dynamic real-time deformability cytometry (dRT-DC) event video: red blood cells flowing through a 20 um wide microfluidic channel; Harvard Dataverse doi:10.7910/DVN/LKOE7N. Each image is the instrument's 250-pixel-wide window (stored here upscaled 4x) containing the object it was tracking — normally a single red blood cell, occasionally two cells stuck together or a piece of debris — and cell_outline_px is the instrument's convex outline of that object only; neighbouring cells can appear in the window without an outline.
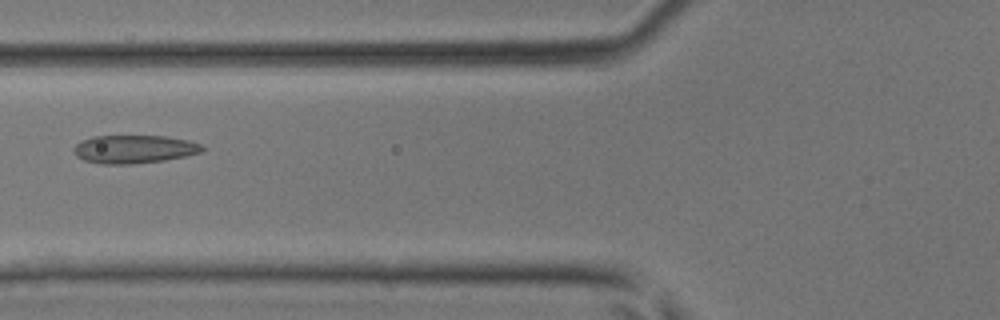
{"species": "common noctule bat (a hibernating species)", "species_latin": "Nyctalus noctula", "temperature_condition": "room temperature", "stored_images_in_passage": 38, "camera_frame_rate_fps": 3000, "um_per_image_px": 0.085, "animal": {"sex": "male", "body_mass_g": 17.9, "forearm_length_mm": 54.2}, "frame": {"image": 1, "passage_image": 12, "time_ms": 3.667, "image_size_px": [1000, 320], "cell_outline_px": [[204, 148], [200, 152], [184, 156], [164, 160], [132, 164], [100, 164], [84, 160], [76, 156], [72, 152], [72, 148], [80, 140], [92, 136], [164, 136], [188, 140], [200, 144]], "centroid_in_image_um": [11.32, 12.68], "position_along_channel_um": 114.5, "area_um2": 21.15}}
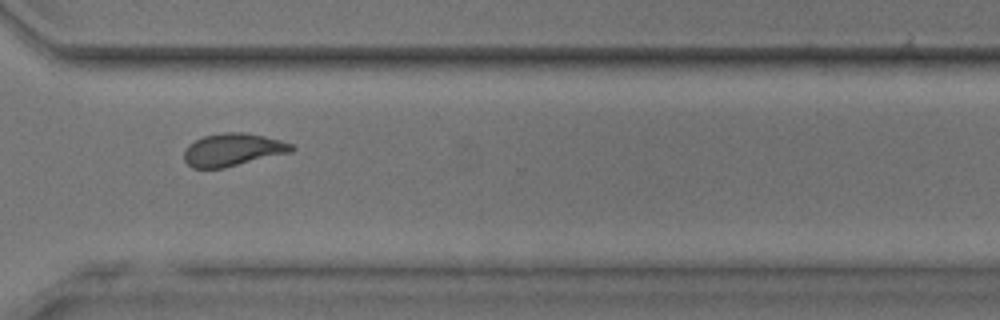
{"frame": {"image": 2, "passage_image": 27, "time_ms": 8.667, "image_size_px": [1000, 320], "cell_outline_px": [[296, 148], [292, 152], [224, 168], [192, 168], [184, 160], [184, 152], [188, 144], [204, 136], [224, 132], [244, 132], [264, 136], [280, 140], [292, 144]], "centroid_in_image_um": [19.8, 12.73], "position_along_channel_um": 350.8, "area_um2": 20.52}}
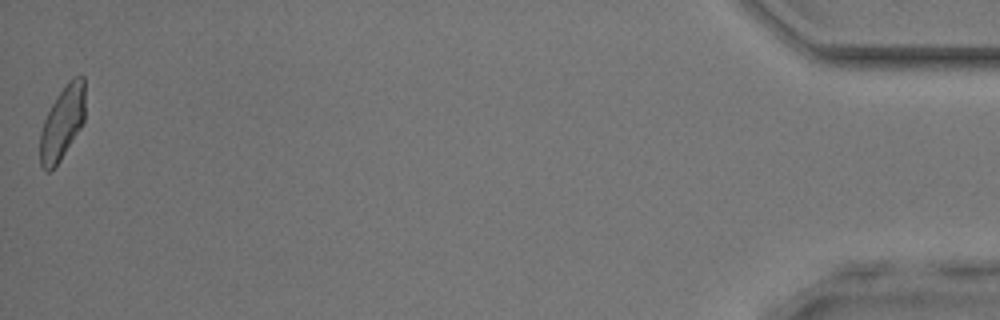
{"frame": {"image": 3, "passage_image": 38, "time_ms": 12.333, "image_size_px": [1000, 320], "cell_outline_px": [[84, 120], [80, 128], [60, 160], [48, 172], [40, 164], [40, 132], [44, 120], [56, 96], [68, 80], [72, 76], [84, 76]], "centroid_in_image_um": [5.29, 10.39], "position_along_channel_um": 429.9, "area_um2": 19.02}}